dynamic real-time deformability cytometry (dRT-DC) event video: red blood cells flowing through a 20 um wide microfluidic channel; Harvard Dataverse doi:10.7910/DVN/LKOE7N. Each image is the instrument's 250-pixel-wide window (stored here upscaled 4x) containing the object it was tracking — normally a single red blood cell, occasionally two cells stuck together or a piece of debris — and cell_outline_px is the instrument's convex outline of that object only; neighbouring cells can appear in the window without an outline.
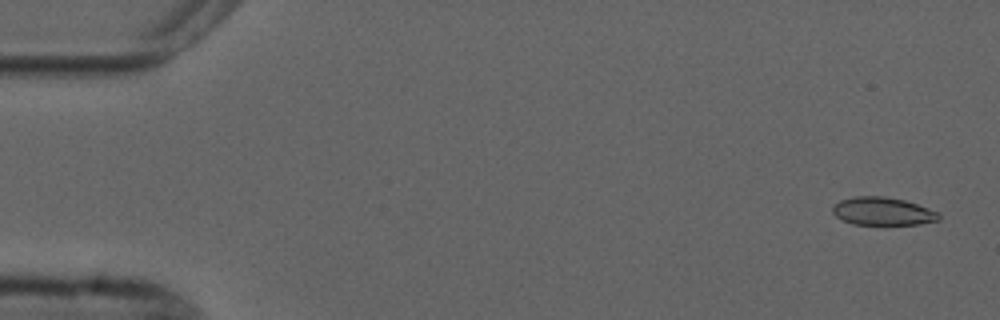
{"species": "common noctule bat (a hibernating species)", "species_latin": "Nyctalus noctula", "temperature_condition": "cold", "stored_images_in_passage": 6, "camera_frame_rate_fps": 3000, "um_per_image_px": 0.085, "animal": {"sex": "male", "forearm_length_mm": 52.5}, "frame": {"image": 1, "passage_image": 1, "time_ms": 0.0, "image_size_px": [1000, 320], "cell_outline_px": [[940, 220], [920, 224], [884, 228], [852, 224], [836, 216], [832, 212], [832, 208], [840, 200], [856, 196], [884, 196], [904, 200], [940, 212]], "centroid_in_image_um": [75.07, 18.02], "position_along_channel_um": 9.9, "area_um2": 18.21}}
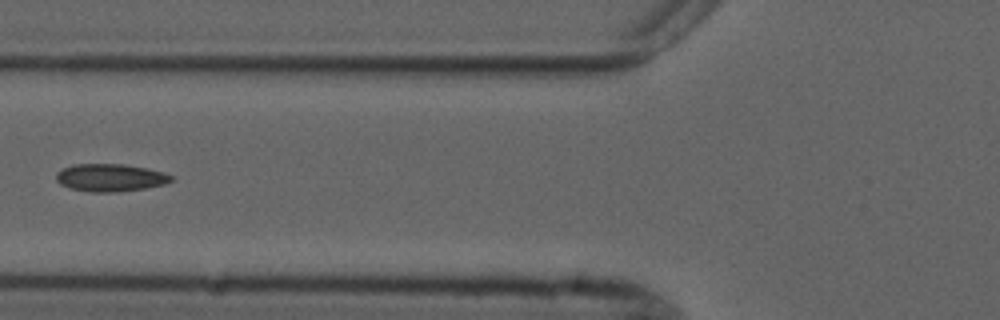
{"frame": {"image": 2, "passage_image": 5, "time_ms": 6.333, "image_size_px": [1000, 320], "cell_outline_px": [[172, 180], [164, 184], [144, 188], [116, 192], [92, 192], [72, 188], [60, 184], [56, 180], [56, 172], [64, 168], [76, 164], [124, 164], [148, 168], [164, 172], [172, 176]], "centroid_in_image_um": [9.38, 15.09], "position_along_channel_um": 116.4, "area_um2": 18.38}}
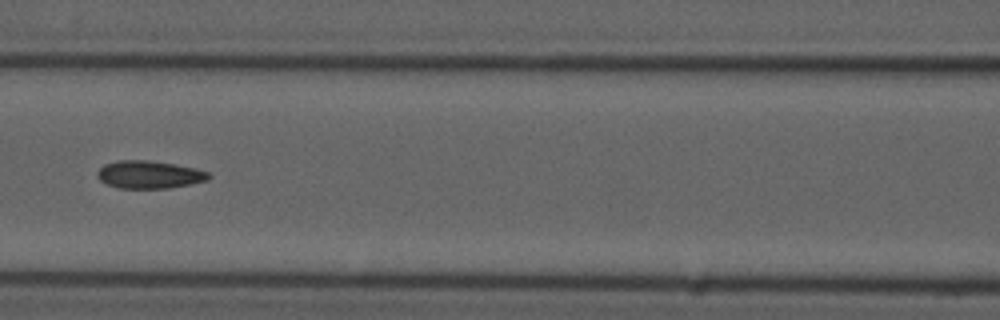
{"frame": {"image": 3, "passage_image": 6, "time_ms": 7.333, "image_size_px": [1000, 320], "cell_outline_px": [[212, 176], [208, 180], [168, 188], [120, 188], [104, 184], [96, 176], [96, 172], [104, 164], [120, 160], [144, 160], [172, 164], [196, 168], [208, 172]], "centroid_in_image_um": [12.65, 14.84], "position_along_channel_um": 154.0, "area_um2": 17.92}}